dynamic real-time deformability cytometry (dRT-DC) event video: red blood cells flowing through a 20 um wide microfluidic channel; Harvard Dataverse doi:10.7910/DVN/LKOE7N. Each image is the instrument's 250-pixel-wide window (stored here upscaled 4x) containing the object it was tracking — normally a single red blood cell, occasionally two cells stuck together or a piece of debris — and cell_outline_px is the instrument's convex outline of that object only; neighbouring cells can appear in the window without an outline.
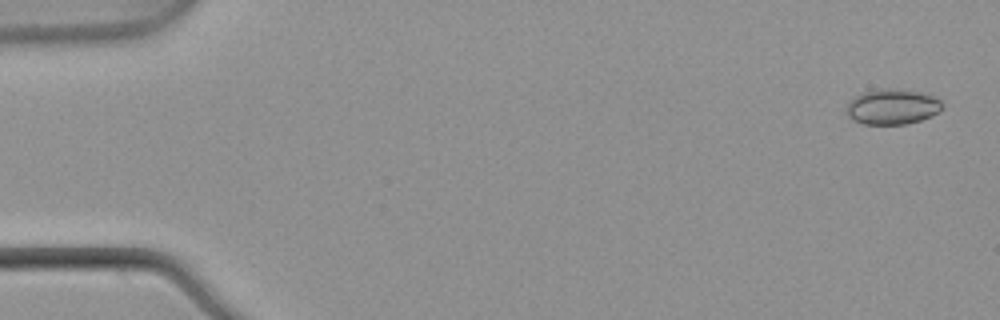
{"species": "common noctule bat (a hibernating species)", "species_latin": "Nyctalus noctula", "temperature_condition": "warm", "stored_images_in_passage": 13, "camera_frame_rate_fps": 3000, "um_per_image_px": 0.085, "animal": {"sex": "male", "body_mass_g": 21.5, "forearm_length_mm": 52.0}, "frame": {"image": 1, "passage_image": 2, "time_ms": 0.333, "image_size_px": [1000, 320], "cell_outline_px": [[944, 108], [940, 112], [932, 116], [908, 124], [864, 124], [852, 120], [848, 116], [844, 108], [848, 100], [864, 92], [884, 88], [896, 88], [916, 92], [932, 96], [940, 100], [944, 104]], "centroid_in_image_um": [75.83, 9.08], "position_along_channel_um": 9.2, "area_um2": 20.0}}